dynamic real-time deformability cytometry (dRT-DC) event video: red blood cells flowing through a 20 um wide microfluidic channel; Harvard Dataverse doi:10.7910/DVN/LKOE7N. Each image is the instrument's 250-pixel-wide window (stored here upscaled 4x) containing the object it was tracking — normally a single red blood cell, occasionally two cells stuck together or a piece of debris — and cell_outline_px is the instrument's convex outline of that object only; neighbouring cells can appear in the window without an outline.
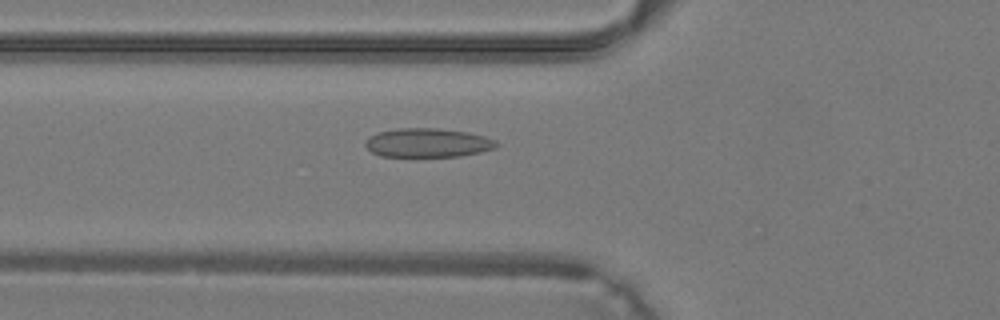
{"species": "common noctule bat (a hibernating species)", "species_latin": "Nyctalus noctula", "temperature_condition": "warm", "stored_images_in_passage": 29, "camera_frame_rate_fps": 3000, "um_per_image_px": 0.085, "animal": {"sex": "male", "body_mass_g": 19.2, "forearm_length_mm": 51.8}, "frame": {"image": 1, "passage_image": 2, "time_ms": 0.333, "image_size_px": [1000, 320], "cell_outline_px": [[500, 144], [496, 148], [480, 152], [460, 156], [380, 156], [372, 152], [364, 144], [368, 136], [380, 132], [396, 128], [436, 128], [468, 132], [484, 136], [496, 140]], "centroid_in_image_um": [36.37, 12.13], "position_along_channel_um": 89.4, "area_um2": 22.14}}
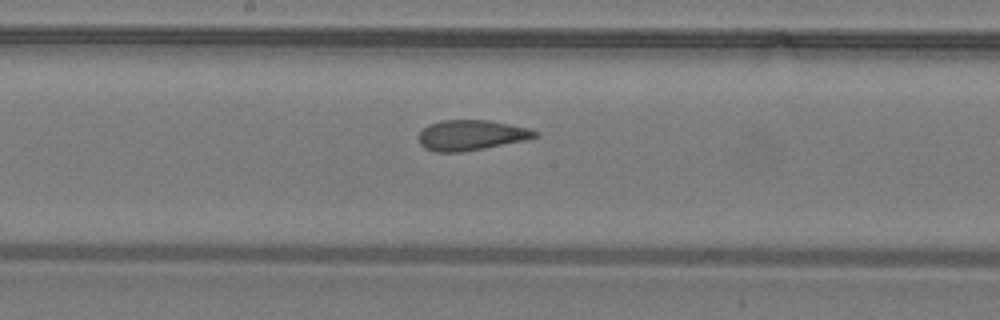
{"frame": {"image": 2, "passage_image": 9, "time_ms": 2.667, "image_size_px": [1000, 320], "cell_outline_px": [[540, 136], [528, 140], [484, 148], [460, 152], [432, 152], [424, 148], [420, 144], [420, 132], [428, 124], [440, 120], [488, 120], [528, 128], [540, 132]], "centroid_in_image_um": [40.08, 11.49], "position_along_channel_um": 208.1, "area_um2": 20.69}}
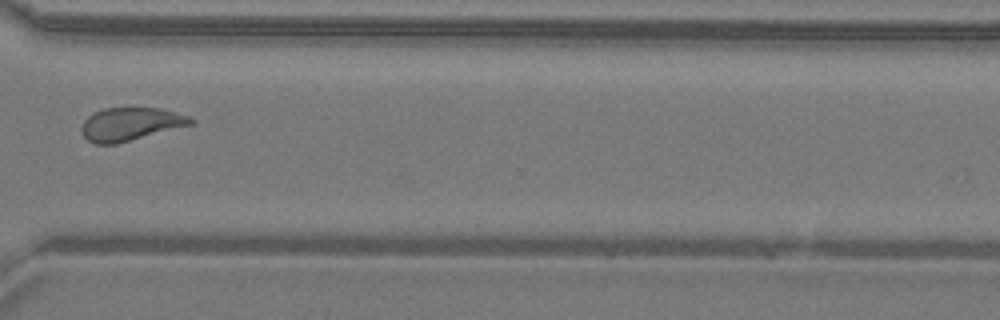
{"frame": {"image": 3, "passage_image": 18, "time_ms": 5.667, "image_size_px": [1000, 320], "cell_outline_px": [[196, 124], [116, 144], [96, 144], [88, 140], [80, 132], [80, 128], [84, 120], [88, 116], [104, 108], [160, 108], [188, 116], [196, 120]], "centroid_in_image_um": [11.12, 10.56], "position_along_channel_um": 359.5, "area_um2": 21.21}}